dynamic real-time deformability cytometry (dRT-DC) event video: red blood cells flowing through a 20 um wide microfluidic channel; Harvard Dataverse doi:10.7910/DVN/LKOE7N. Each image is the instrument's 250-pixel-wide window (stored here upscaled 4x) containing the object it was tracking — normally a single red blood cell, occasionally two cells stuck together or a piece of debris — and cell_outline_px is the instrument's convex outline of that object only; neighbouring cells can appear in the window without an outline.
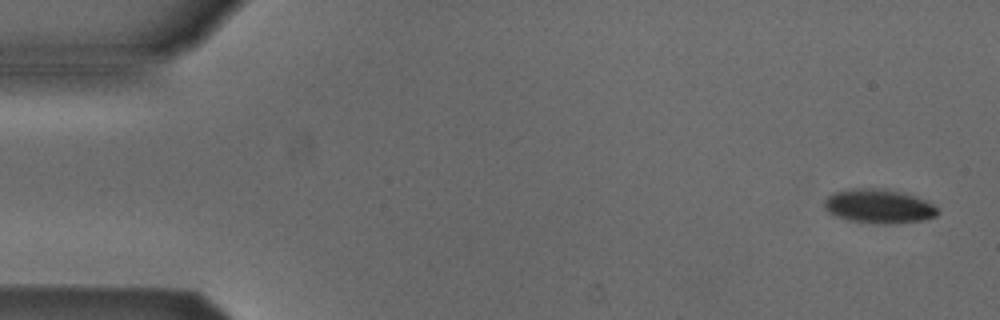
{"species": "Egyptian fruit bat (a non-hibernating species)", "species_latin": "Rousettus aegyptiacus", "temperature_condition": "cold", "stored_images_in_passage": 6, "camera_frame_rate_fps": 3000, "um_per_image_px": 0.085, "animal": {"sex": "male"}, "frame": {"image": 1, "passage_image": 1, "time_ms": 0.0, "image_size_px": [1000, 320], "cell_outline_px": [[940, 212], [936, 216], [924, 220], [888, 224], [884, 224], [848, 220], [836, 216], [828, 212], [824, 208], [824, 200], [832, 192], [848, 188], [884, 188], [916, 196], [940, 208]], "centroid_in_image_um": [74.69, 17.52], "position_along_channel_um": 10.3, "area_um2": 22.77}}
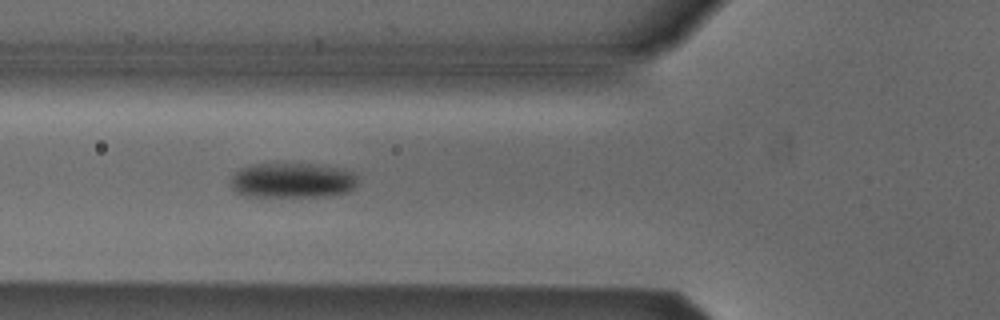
{"frame": {"image": 2, "passage_image": 5, "time_ms": 5.667, "image_size_px": [1000, 320], "cell_outline_px": [[356, 188], [348, 192], [328, 196], [244, 196], [236, 192], [232, 188], [232, 176], [240, 168], [252, 164], [308, 164], [340, 168], [352, 172], [356, 176]], "centroid_in_image_um": [24.85, 15.34], "position_along_channel_um": 100.9, "area_um2": 25.84}}
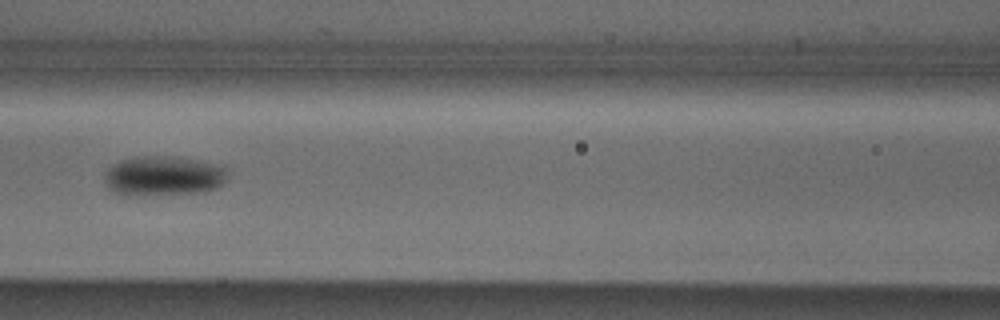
{"frame": {"image": 3, "passage_image": 6, "time_ms": 7.0, "image_size_px": [1000, 320], "cell_outline_px": [[228, 168], [224, 184], [216, 188], [204, 192], [144, 196], [124, 196], [108, 188], [104, 184], [104, 172], [112, 164], [120, 160], [136, 156], [176, 156], [216, 164]], "centroid_in_image_um": [13.86, 14.96], "position_along_channel_um": 152.7, "area_um2": 29.25}}